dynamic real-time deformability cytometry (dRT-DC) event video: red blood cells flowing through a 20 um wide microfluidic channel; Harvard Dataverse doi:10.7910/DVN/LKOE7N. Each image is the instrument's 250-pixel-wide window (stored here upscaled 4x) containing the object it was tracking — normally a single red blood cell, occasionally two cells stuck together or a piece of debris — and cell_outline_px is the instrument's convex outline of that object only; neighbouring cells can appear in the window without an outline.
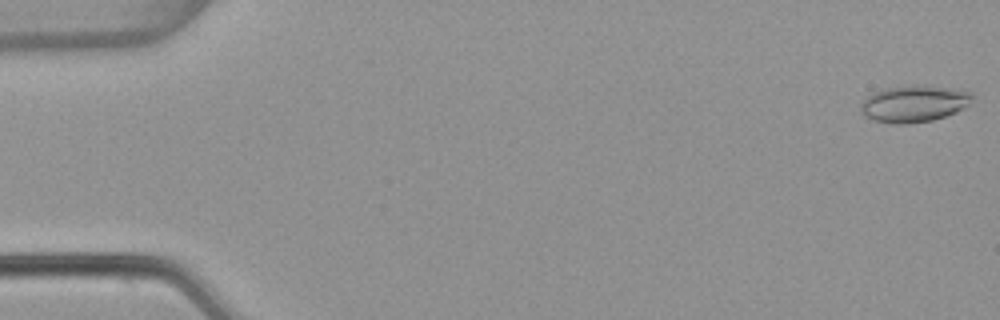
{"species": "common noctule bat (a hibernating species)", "species_latin": "Nyctalus noctula", "temperature_condition": "warm", "stored_images_in_passage": 4, "camera_frame_rate_fps": 3000, "um_per_image_px": 0.085, "animal": {"sex": "female", "body_mass_g": 22.7, "forearm_length_mm": 54.2}, "frame": {"image": 1, "passage_image": 1, "time_ms": 0.0, "image_size_px": [1000, 320], "cell_outline_px": [[972, 96], [968, 104], [964, 108], [956, 112], [932, 120], [908, 124], [892, 124], [872, 120], [864, 116], [860, 112], [860, 104], [872, 92], [884, 88], [960, 88], [972, 92]], "centroid_in_image_um": [77.65, 8.87], "position_along_channel_um": 7.4, "area_um2": 23.24}}
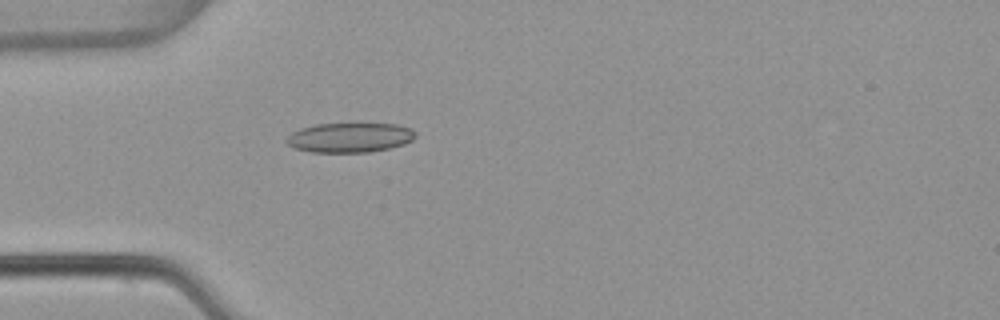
{"frame": {"image": 2, "passage_image": 4, "time_ms": 1.0, "image_size_px": [1000, 320], "cell_outline_px": [[416, 136], [412, 140], [404, 144], [388, 148], [368, 152], [312, 152], [296, 148], [288, 144], [284, 140], [292, 132], [300, 128], [316, 124], [396, 124], [412, 128], [416, 132]], "centroid_in_image_um": [29.74, 11.69], "position_along_channel_um": 55.3, "area_um2": 22.2}}